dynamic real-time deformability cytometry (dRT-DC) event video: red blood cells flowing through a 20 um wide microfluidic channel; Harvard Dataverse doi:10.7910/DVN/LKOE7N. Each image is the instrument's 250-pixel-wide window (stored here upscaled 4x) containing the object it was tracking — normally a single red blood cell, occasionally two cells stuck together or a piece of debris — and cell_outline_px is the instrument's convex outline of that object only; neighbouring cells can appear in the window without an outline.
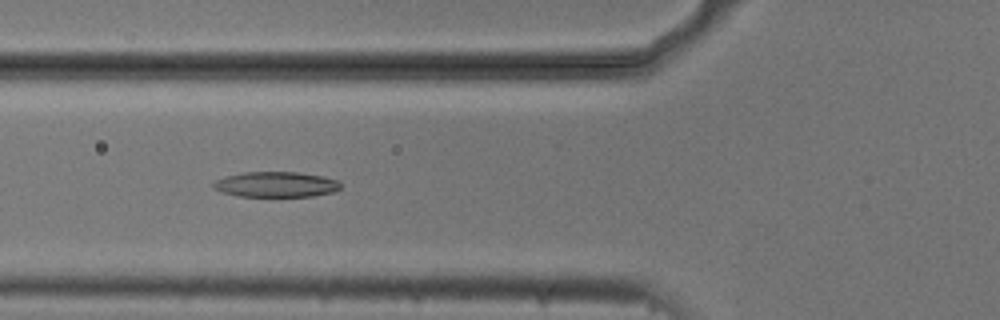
{"species": "common noctule bat (a hibernating species)", "species_latin": "Nyctalus noctula", "temperature_condition": "cold", "stored_images_in_passage": 39, "camera_frame_rate_fps": 3000, "um_per_image_px": 0.085, "animal": {"sex": "male", "body_mass_g": 20.5, "forearm_length_mm": 52.5}, "frame": {"image": 1, "passage_image": 9, "time_ms": 2.667, "image_size_px": [1000, 320], "cell_outline_px": [[340, 188], [332, 192], [312, 196], [240, 196], [220, 192], [212, 188], [212, 184], [216, 180], [224, 176], [244, 172], [296, 172], [324, 176], [340, 180]], "centroid_in_image_um": [23.44, 15.67], "position_along_channel_um": 102.4, "area_um2": 18.9}}
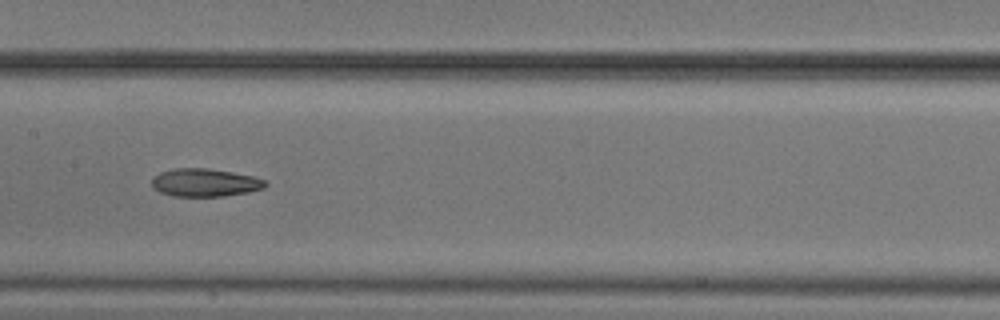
{"frame": {"image": 2, "passage_image": 16, "time_ms": 5.0, "image_size_px": [1000, 320], "cell_outline_px": [[268, 184], [264, 188], [248, 192], [224, 196], [172, 196], [160, 192], [152, 188], [152, 176], [160, 172], [176, 168], [208, 168], [232, 172], [252, 176], [264, 180]], "centroid_in_image_um": [17.39, 15.52], "position_along_channel_um": 190.0, "area_um2": 18.55}}
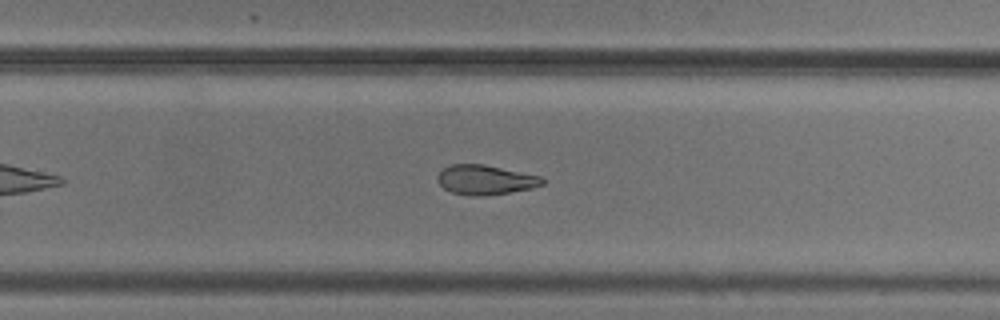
{"frame": {"image": 3, "passage_image": 24, "time_ms": 7.667, "image_size_px": [1000, 320], "cell_outline_px": [[544, 184], [532, 188], [484, 196], [472, 196], [452, 192], [444, 188], [436, 180], [436, 176], [444, 168], [452, 164], [484, 164], [540, 176], [544, 180]], "centroid_in_image_um": [41.23, 15.28], "position_along_channel_um": 288.6, "area_um2": 17.98}, "authors_computed_cell_mechanics": {"area_um2": 18.9584, "velocity_mm_per_s": 3.7266, "shape_relaxation_time_tau1_ms": null, "shape_relaxation_time_tau2_ms": 4.6276, "deformation_change_tau1": null, "deformation_change_tau2": 0.1276}}